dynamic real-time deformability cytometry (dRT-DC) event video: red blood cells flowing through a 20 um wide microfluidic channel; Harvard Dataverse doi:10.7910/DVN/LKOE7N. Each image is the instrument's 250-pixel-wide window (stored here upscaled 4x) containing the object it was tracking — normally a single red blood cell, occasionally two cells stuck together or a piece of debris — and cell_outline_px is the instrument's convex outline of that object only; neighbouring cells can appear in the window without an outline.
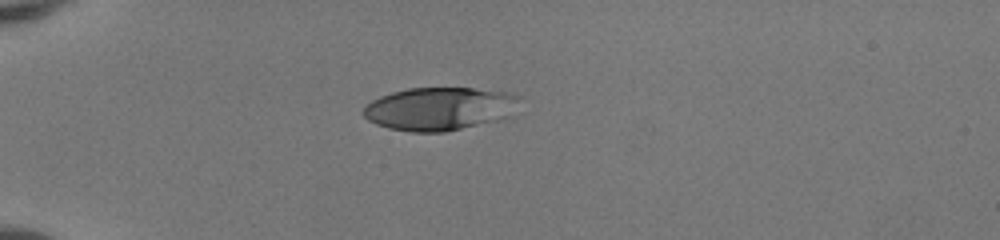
{"species": "human", "species_latin": "Homo sapiens", "temperature_condition": "room temperature", "stored_images_in_passage": 37, "camera_frame_rate_fps": 3000, "um_per_image_px": 0.085, "donor": {"sex": "female"}, "frame": {"image": 1, "passage_image": 1, "time_ms": 0.0, "image_size_px": [1000, 240], "cell_outline_px": [[520, 96], [492, 120], [444, 132], [412, 132], [388, 128], [376, 124], [368, 120], [360, 112], [364, 104], [380, 96], [392, 92], [408, 88], [472, 88], [508, 92]], "centroid_in_image_um": [37.09, 9.22], "position_along_channel_um": 47.9, "area_um2": 37.8}}
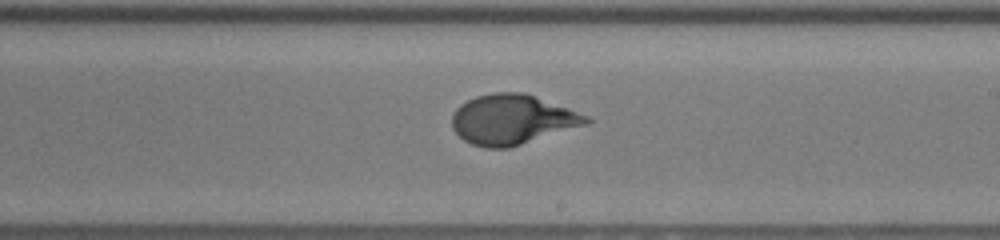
{"frame": {"image": 2, "passage_image": 18, "time_ms": 5.667, "image_size_px": [1000, 240], "cell_outline_px": [[592, 120], [588, 124], [508, 148], [484, 148], [472, 144], [464, 140], [452, 128], [452, 112], [460, 104], [476, 96], [492, 92], [524, 92], [588, 116]], "centroid_in_image_um": [43.5, 10.16], "position_along_channel_um": 245.5, "area_um2": 38.84}}
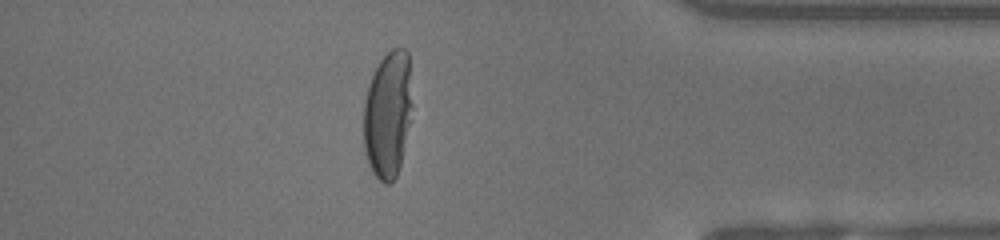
{"frame": {"image": 3, "passage_image": 31, "time_ms": 10.0, "image_size_px": [1000, 240], "cell_outline_px": [[412, 104], [400, 164], [396, 176], [388, 184], [384, 184], [372, 172], [368, 164], [364, 148], [364, 100], [368, 84], [380, 60], [392, 48], [404, 48], [408, 52]], "centroid_in_image_um": [32.94, 9.71], "position_along_channel_um": 402.3, "area_um2": 35.6}, "authors_computed_cell_mechanics": {"area_um2": 38.0902, "velocity_mm_per_s": 4.117, "shape_relaxation_time_tau1_ms": 4.4398, "shape_relaxation_time_tau2_ms": null, "deformation_change_tau1": 0.2714, "deformation_change_tau2": null}}